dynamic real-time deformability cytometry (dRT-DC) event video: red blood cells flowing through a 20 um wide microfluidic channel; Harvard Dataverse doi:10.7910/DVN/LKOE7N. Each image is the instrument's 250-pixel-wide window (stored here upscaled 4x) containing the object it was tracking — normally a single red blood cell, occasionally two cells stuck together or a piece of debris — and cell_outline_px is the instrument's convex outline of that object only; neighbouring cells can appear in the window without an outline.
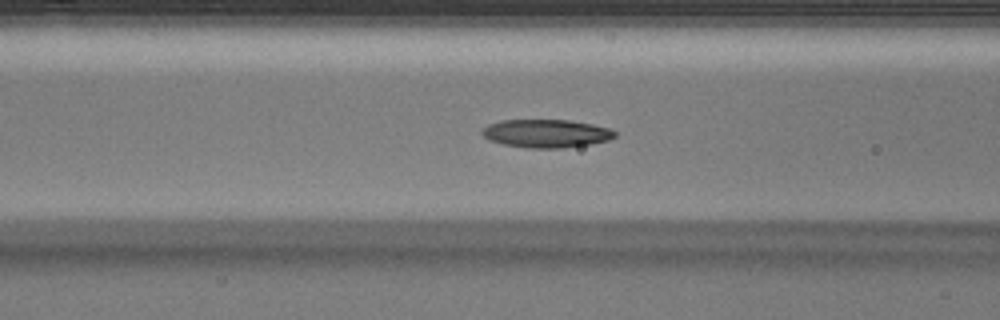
{"species": "Egyptian fruit bat (a non-hibernating species)", "species_latin": "Rousettus aegyptiacus", "temperature_condition": "warm", "stored_images_in_passage": 51, "camera_frame_rate_fps": 3000, "um_per_image_px": 0.085, "animal": {"sex": "male"}, "frame": {"image": 1, "passage_image": 20, "time_ms": 6.333, "image_size_px": [1000, 320], "cell_outline_px": [[616, 136], [608, 140], [588, 144], [564, 148], [528, 148], [504, 144], [488, 140], [480, 132], [488, 124], [500, 120], [568, 120], [592, 124], [608, 128], [616, 132]], "centroid_in_image_um": [46.4, 11.34], "position_along_channel_um": 120.2, "area_um2": 21.73}}
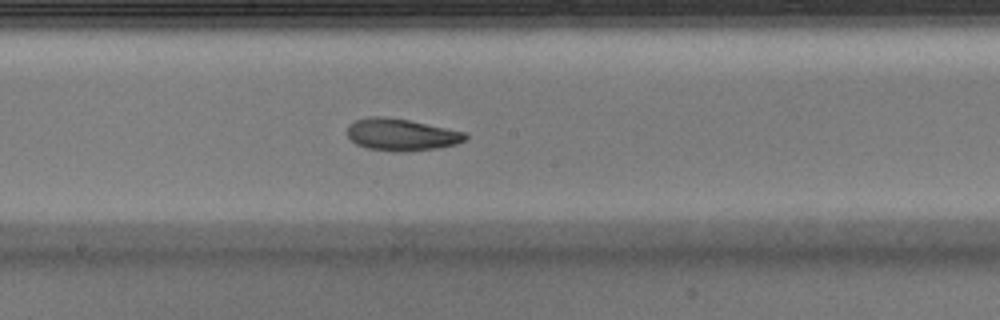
{"frame": {"image": 2, "passage_image": 27, "time_ms": 8.667, "image_size_px": [1000, 320], "cell_outline_px": [[468, 136], [464, 140], [456, 144], [436, 148], [408, 152], [396, 152], [368, 148], [356, 144], [348, 136], [348, 124], [356, 120], [368, 116], [384, 116], [408, 120], [464, 132]], "centroid_in_image_um": [34.08, 11.45], "position_along_channel_um": 214.1, "area_um2": 21.91}}
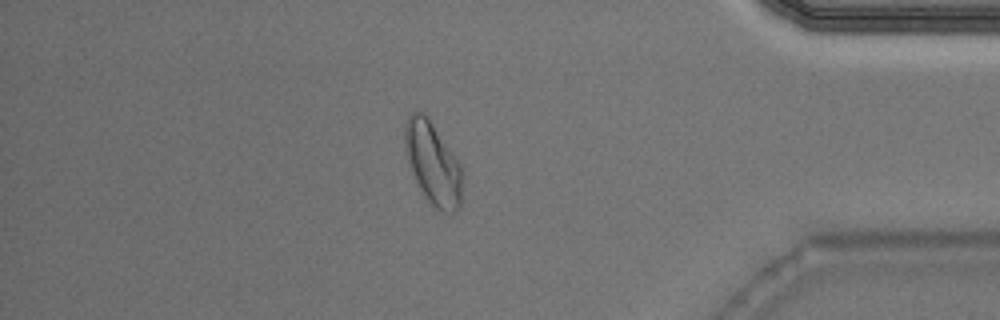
{"frame": {"image": 3, "passage_image": 43, "time_ms": 14.0, "image_size_px": [1000, 320], "cell_outline_px": [[464, 180], [460, 204], [456, 212], [452, 212], [436, 208], [428, 200], [416, 180], [412, 172], [408, 160], [404, 144], [404, 124], [408, 116], [412, 112], [424, 112], [428, 116], [460, 164], [464, 176]], "centroid_in_image_um": [36.81, 13.85], "position_along_channel_um": 398.4, "area_um2": 27.46}, "authors_computed_cell_mechanics": {"area_um2": 21.7906, "velocity_mm_per_s": 4.0309, "shape_relaxation_time_tau1_ms": 4.1183, "shape_relaxation_time_tau2_ms": 3.591, "deformation_change_tau1": 0.1298, "deformation_change_tau2": 0.1068}}